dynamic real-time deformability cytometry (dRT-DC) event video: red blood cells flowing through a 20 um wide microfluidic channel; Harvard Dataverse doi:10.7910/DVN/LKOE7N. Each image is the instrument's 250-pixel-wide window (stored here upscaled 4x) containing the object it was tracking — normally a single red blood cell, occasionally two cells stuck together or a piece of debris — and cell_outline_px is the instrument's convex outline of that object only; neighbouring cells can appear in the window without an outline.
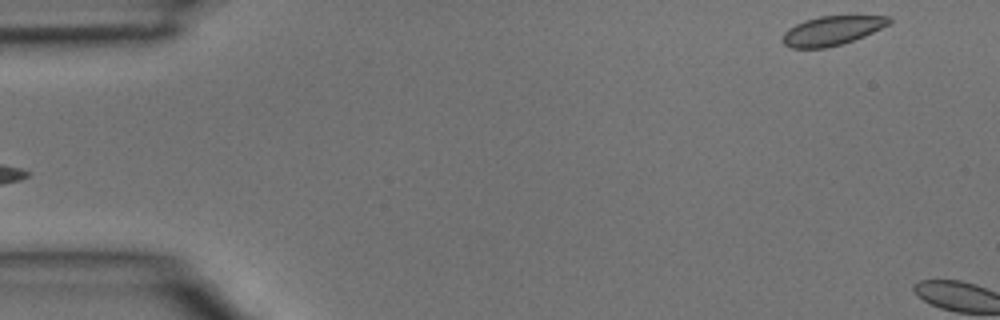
{"species": "common noctule bat (a hibernating species)", "species_latin": "Nyctalus noctula", "temperature_condition": "room temperature", "stored_images_in_passage": 3, "segment_of_instrument_passage": [2, 2], "camera_frame_rate_fps": 3000, "um_per_image_px": 0.085, "animal": {"sex": "male", "body_mass_g": 15.6}, "frame": {"image": 1, "passage_image": 3, "time_ms": 0.667, "image_size_px": [1000, 320], "cell_outline_px": [[892, 20], [888, 24], [864, 36], [840, 44], [824, 48], [792, 48], [784, 44], [784, 32], [788, 28], [804, 20], [820, 16], [892, 16]], "centroid_in_image_um": [70.71, 2.59], "position_along_channel_um": 14.3, "area_um2": 17.8}}